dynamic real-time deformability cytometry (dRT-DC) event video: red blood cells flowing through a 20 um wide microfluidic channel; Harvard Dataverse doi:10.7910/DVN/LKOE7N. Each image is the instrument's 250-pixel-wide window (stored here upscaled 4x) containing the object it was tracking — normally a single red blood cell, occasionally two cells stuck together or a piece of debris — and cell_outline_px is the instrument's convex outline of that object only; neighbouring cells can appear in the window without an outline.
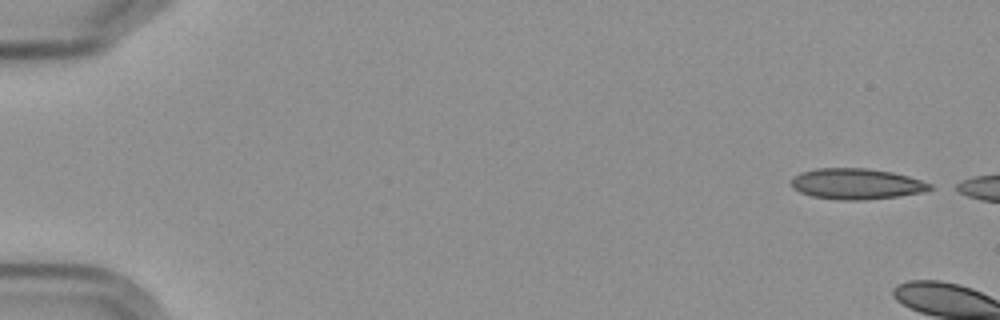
{"species": "Egyptian fruit bat (a non-hibernating species)", "species_latin": "Rousettus aegyptiacus", "temperature_condition": "cold", "stored_images_in_passage": 2, "camera_frame_rate_fps": 3000, "um_per_image_px": 0.085, "frame": {"image": 1, "passage_image": 1, "time_ms": 0.0, "image_size_px": [1000, 320], "cell_outline_px": [[932, 188], [920, 192], [896, 196], [864, 200], [840, 200], [812, 196], [800, 192], [792, 188], [788, 184], [788, 180], [792, 176], [800, 172], [816, 168], [868, 168], [892, 172], [908, 176], [932, 184]], "centroid_in_image_um": [72.69, 15.62], "position_along_channel_um": 12.3, "area_um2": 25.03}}